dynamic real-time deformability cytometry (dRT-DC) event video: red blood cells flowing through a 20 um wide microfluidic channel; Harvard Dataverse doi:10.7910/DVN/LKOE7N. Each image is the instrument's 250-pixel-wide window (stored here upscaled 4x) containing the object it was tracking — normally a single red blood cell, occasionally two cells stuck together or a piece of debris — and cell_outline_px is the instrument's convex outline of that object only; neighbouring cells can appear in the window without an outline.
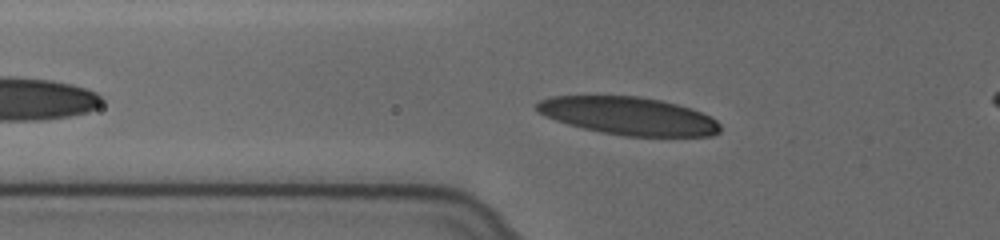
{"species": "human", "species_latin": "Homo sapiens", "temperature_condition": "cold", "stored_images_in_passage": 39, "camera_frame_rate_fps": 3000, "um_per_image_px": 0.085, "donor": {"sex": "female"}, "frame": {"image": 1, "passage_image": 7, "time_ms": 2.0, "image_size_px": [1000, 240], "cell_outline_px": [[720, 132], [712, 136], [624, 136], [600, 132], [568, 124], [544, 116], [536, 108], [536, 104], [540, 100], [552, 96], [636, 96], [660, 100], [692, 108], [716, 120], [720, 124]], "centroid_in_image_um": [53.44, 9.86], "position_along_channel_um": 72.4, "area_um2": 40.29}}
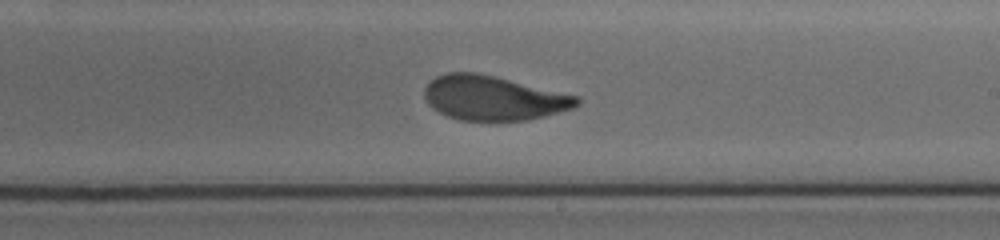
{"frame": {"image": 2, "passage_image": 22, "time_ms": 7.0, "image_size_px": [1000, 240], "cell_outline_px": [[580, 104], [572, 108], [544, 116], [524, 120], [460, 120], [448, 116], [432, 108], [428, 104], [424, 96], [424, 88], [436, 76], [448, 72], [476, 72], [496, 76], [576, 96], [580, 100]], "centroid_in_image_um": [41.9, 8.32], "position_along_channel_um": 247.1, "area_um2": 39.13}}
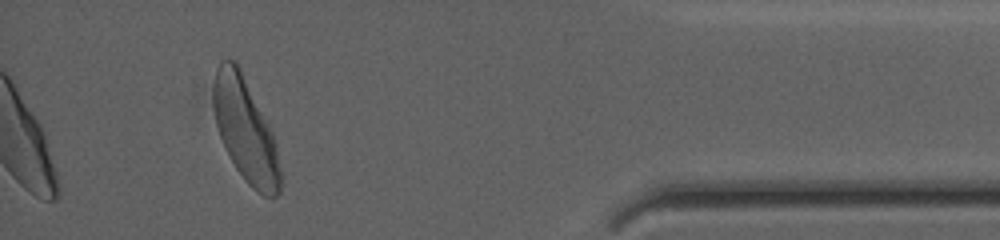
{"frame": {"image": 3, "passage_image": 39, "time_ms": 12.667, "image_size_px": [1000, 240], "cell_outline_px": [[284, 176], [280, 192], [276, 196], [264, 196], [256, 192], [248, 184], [236, 168], [220, 136], [216, 124], [212, 108], [212, 92], [216, 68], [220, 60], [236, 60], [272, 132], [276, 144]], "centroid_in_image_um": [20.88, 11.08], "position_along_channel_um": 414.3, "area_um2": 40.63}, "authors_computed_cell_mechanics": {"area_um2": 40.2288, "velocity_mm_per_s": 3.5884, "shape_relaxation_time_tau1_ms": 2.8696, "shape_relaxation_time_tau2_ms": 0.9166, "deformation_change_tau1": 0.157, "deformation_change_tau2": 0.0542}}